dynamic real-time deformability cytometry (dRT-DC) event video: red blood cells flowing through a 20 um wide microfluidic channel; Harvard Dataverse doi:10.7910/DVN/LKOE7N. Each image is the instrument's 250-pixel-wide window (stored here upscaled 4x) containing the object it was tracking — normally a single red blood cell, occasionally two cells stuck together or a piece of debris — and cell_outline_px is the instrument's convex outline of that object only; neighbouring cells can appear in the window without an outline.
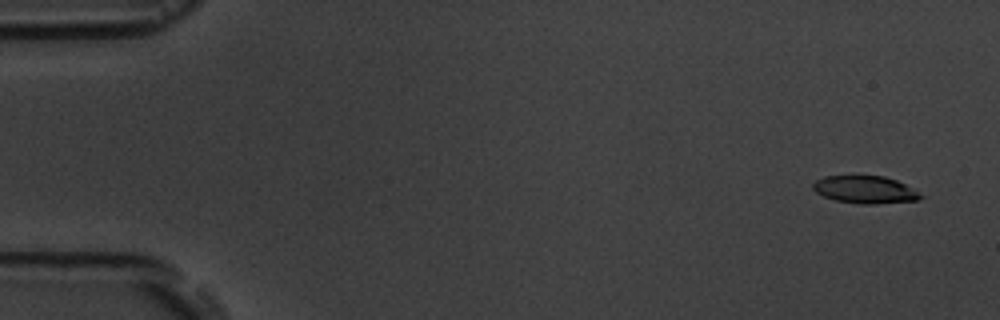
{"species": "common noctule bat (a hibernating species)", "species_latin": "Nyctalus noctula", "temperature_condition": "room temperature", "stored_images_in_passage": 4, "camera_frame_rate_fps": 3000, "um_per_image_px": 0.085, "animal": {"sex": "male", "body_mass_g": 19.5, "forearm_length_mm": 54.6}, "frame": {"image": 1, "passage_image": 1, "time_ms": 0.0, "image_size_px": [1000, 320], "cell_outline_px": [[924, 196], [920, 200], [876, 204], [860, 204], [836, 200], [824, 196], [816, 192], [812, 188], [812, 184], [816, 180], [824, 176], [884, 176], [896, 180], [904, 184]], "centroid_in_image_um": [73.53, 16.12], "position_along_channel_um": 11.5, "area_um2": 17.17}}